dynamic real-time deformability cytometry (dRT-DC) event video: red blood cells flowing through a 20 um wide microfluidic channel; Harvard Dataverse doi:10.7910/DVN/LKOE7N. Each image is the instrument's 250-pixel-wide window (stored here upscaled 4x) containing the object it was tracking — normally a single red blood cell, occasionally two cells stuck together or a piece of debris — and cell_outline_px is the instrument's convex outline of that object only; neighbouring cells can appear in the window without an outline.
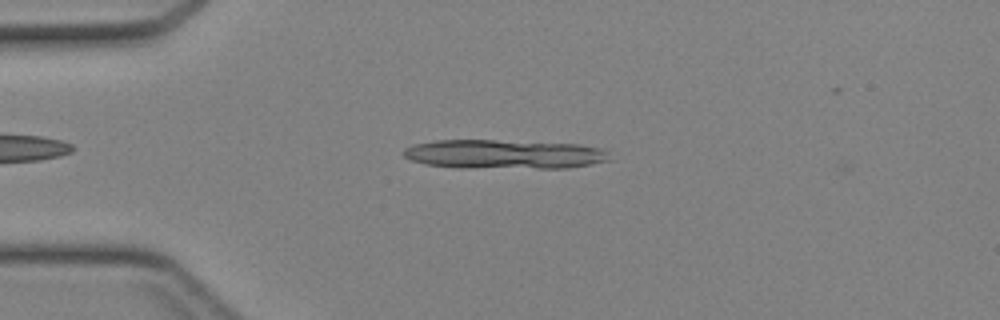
{"species": "Egyptian fruit bat (a non-hibernating species)", "species_latin": "Rousettus aegyptiacus", "temperature_condition": "cold", "stored_images_in_passage": 41, "segment_of_instrument_passage": [1, 2], "camera_frame_rate_fps": 3000, "um_per_image_px": 0.085, "animal": {"sex": "female"}, "frame": {"image": 1, "passage_image": 7, "time_ms": 2.0, "image_size_px": [1000, 320], "cell_outline_px": [[612, 160], [592, 164], [568, 168], [460, 168], [424, 164], [412, 160], [404, 156], [404, 148], [412, 144], [432, 140], [496, 140], [580, 144], [608, 148]], "centroid_in_image_um": [42.93, 13.11], "position_along_channel_um": 42.1, "area_um2": 35.78}}